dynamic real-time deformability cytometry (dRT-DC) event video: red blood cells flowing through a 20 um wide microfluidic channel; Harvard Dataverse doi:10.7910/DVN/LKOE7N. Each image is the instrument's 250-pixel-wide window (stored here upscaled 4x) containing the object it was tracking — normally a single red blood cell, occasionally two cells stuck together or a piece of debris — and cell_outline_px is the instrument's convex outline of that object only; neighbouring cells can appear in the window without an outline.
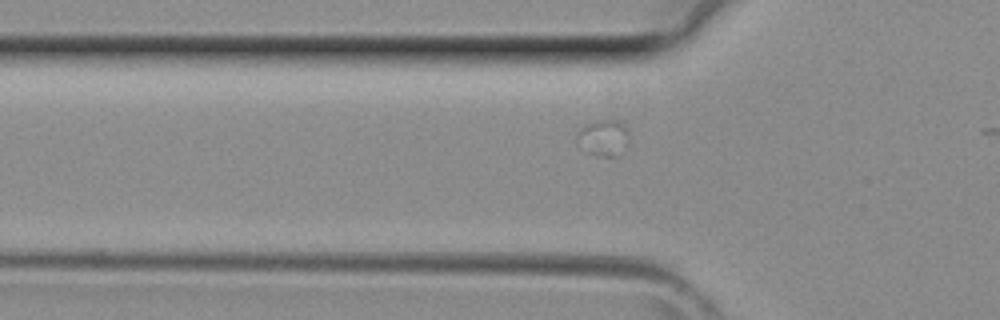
{"species": "common noctule bat (a hibernating species)", "species_latin": "Nyctalus noctula", "temperature_condition": "room temperature", "stored_images_in_passage": 5, "segment_of_instrument_passage": [2, 2], "camera_frame_rate_fps": 3000, "um_per_image_px": 0.085, "animal": {"sex": "female", "body_mass_g": 29.2, "forearm_length_mm": 56.3}, "frame": {"image": 1, "passage_image": 5, "time_ms": 1.333, "image_size_px": [1000, 320], "cell_outline_px": [[628, 144], [616, 156], [596, 156], [588, 152], [576, 144], [576, 136], [580, 128], [584, 124], [592, 120], [620, 120], [624, 124], [628, 132]], "centroid_in_image_um": [51.26, 11.68], "position_along_channel_um": 74.5, "area_um2": 11.27}}